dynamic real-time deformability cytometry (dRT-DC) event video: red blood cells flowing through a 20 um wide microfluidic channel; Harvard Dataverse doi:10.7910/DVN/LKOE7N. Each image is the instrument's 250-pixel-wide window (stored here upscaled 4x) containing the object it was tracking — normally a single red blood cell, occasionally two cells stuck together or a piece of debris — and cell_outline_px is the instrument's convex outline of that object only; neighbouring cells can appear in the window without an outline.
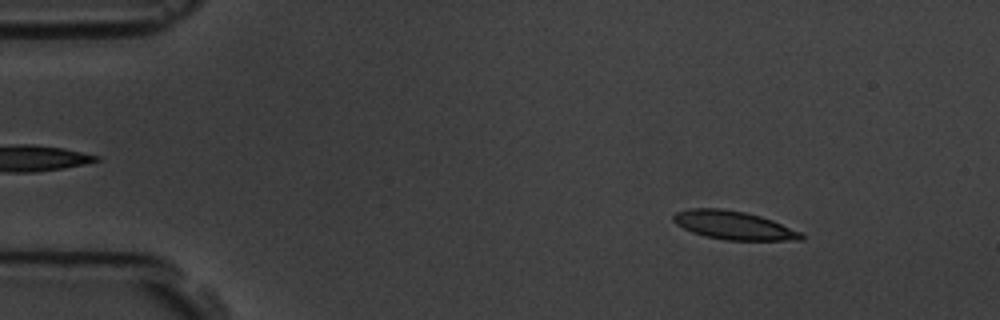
{"species": "common noctule bat (a hibernating species)", "species_latin": "Nyctalus noctula", "temperature_condition": "room temperature", "stored_images_in_passage": 5, "camera_frame_rate_fps": 3000, "um_per_image_px": 0.085, "animal": {"sex": "male", "body_mass_g": 19.5, "forearm_length_mm": 54.6}, "frame": {"image": 1, "passage_image": 2, "time_ms": 1.0, "image_size_px": [1000, 320], "cell_outline_px": [[804, 240], [724, 240], [704, 236], [692, 232], [676, 224], [672, 220], [672, 216], [676, 212], [688, 208], [720, 208], [744, 212], [760, 216], [772, 220], [800, 232], [804, 236]], "centroid_in_image_um": [62.32, 19.15], "position_along_channel_um": 22.7, "area_um2": 21.15}}